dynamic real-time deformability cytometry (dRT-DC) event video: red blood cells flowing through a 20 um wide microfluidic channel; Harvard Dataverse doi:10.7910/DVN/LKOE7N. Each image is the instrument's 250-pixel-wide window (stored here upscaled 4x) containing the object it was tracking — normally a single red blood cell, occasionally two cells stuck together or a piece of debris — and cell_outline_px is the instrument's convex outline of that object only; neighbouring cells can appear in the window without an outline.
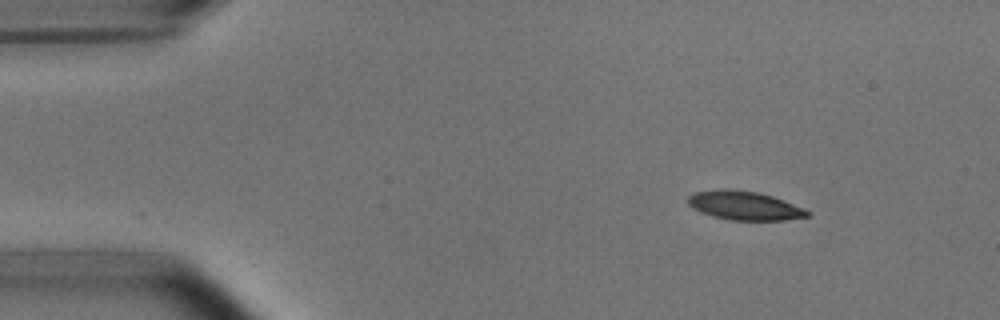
{"species": "common noctule bat (a hibernating species)", "species_latin": "Nyctalus noctula", "temperature_condition": "room temperature", "stored_images_in_passage": 2, "camera_frame_rate_fps": 3000, "um_per_image_px": 0.085, "animal": {"sex": "male", "body_mass_g": 15.6}, "frame": {"image": 1, "passage_image": 2, "time_ms": 1.333, "image_size_px": [1000, 320], "cell_outline_px": [[812, 212], [808, 216], [784, 220], [732, 220], [712, 216], [700, 212], [692, 208], [688, 204], [688, 196], [692, 192], [720, 188], [728, 188], [760, 192], [784, 200], [804, 208]], "centroid_in_image_um": [63.25, 17.45], "position_along_channel_um": 21.8, "area_um2": 20.35}}